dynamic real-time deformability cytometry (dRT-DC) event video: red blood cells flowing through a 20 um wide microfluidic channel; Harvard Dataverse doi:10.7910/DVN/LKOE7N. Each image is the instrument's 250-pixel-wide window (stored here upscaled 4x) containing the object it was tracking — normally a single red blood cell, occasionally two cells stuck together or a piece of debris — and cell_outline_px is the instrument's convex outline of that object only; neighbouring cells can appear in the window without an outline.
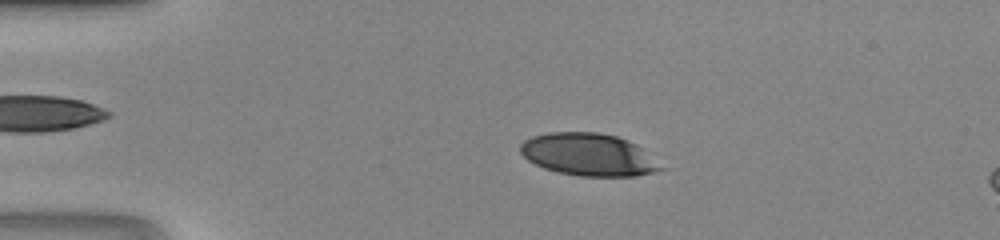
{"species": "human", "species_latin": "Homo sapiens", "temperature_condition": "room temperature", "stored_images_in_passage": 46, "camera_frame_rate_fps": 3000, "um_per_image_px": 0.085, "donor": {"sex": "male"}, "frame": {"image": 1, "passage_image": 10, "time_ms": 3.0, "image_size_px": [1000, 240], "cell_outline_px": [[668, 168], [656, 172], [636, 176], [580, 176], [560, 172], [544, 168], [528, 160], [520, 152], [520, 144], [524, 140], [532, 136], [548, 132], [596, 132], [616, 136], [628, 140], [636, 144]], "centroid_in_image_um": [50.07, 13.14], "position_along_channel_um": 34.9, "area_um2": 34.91}}
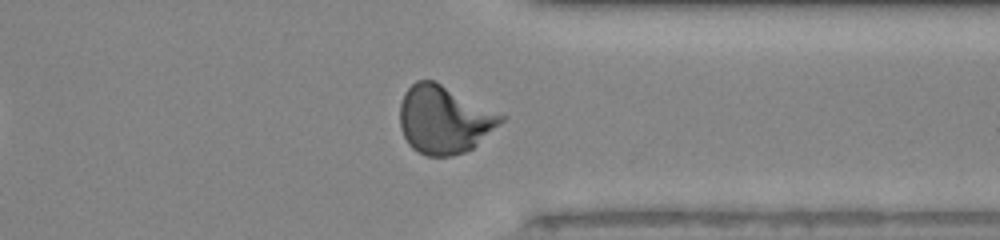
{"frame": {"image": 2, "passage_image": 36, "time_ms": 11.667, "image_size_px": [1000, 240], "cell_outline_px": [[508, 116], [500, 124], [472, 148], [464, 152], [452, 156], [424, 156], [412, 148], [408, 144], [400, 128], [400, 104], [404, 92], [416, 80], [436, 80]], "centroid_in_image_um": [37.76, 10.14], "position_along_channel_um": 373.6, "area_um2": 40.46}}
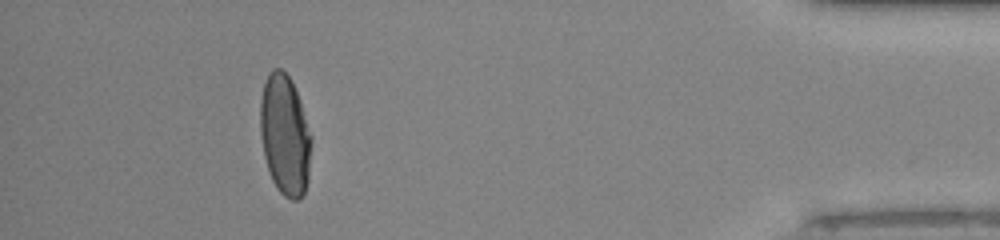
{"frame": {"image": 3, "passage_image": 42, "time_ms": 13.667, "image_size_px": [1000, 240], "cell_outline_px": [[312, 140], [308, 180], [304, 196], [296, 200], [292, 200], [284, 196], [276, 188], [272, 180], [264, 156], [260, 132], [260, 100], [264, 84], [268, 72], [272, 68], [280, 68], [288, 76], [300, 100], [312, 136]], "centroid_in_image_um": [24.22, 11.5], "position_along_channel_um": 411.0, "area_um2": 36.13}}